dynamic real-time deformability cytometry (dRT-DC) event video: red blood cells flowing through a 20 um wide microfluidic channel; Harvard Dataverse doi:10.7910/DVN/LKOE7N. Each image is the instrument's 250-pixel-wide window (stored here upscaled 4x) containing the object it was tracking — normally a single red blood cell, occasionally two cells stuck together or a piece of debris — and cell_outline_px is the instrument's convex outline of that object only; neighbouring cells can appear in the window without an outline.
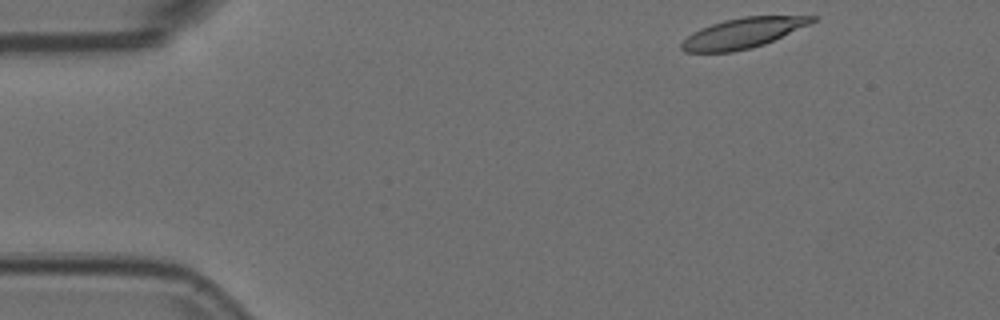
{"species": "Egyptian fruit bat (a non-hibernating species)", "species_latin": "Rousettus aegyptiacus", "temperature_condition": "room temperature", "stored_images_in_passage": 49, "camera_frame_rate_fps": 3000, "um_per_image_px": 0.085, "animal": {"sex": "female"}, "frame": {"image": 1, "passage_image": 1, "time_ms": 0.0, "image_size_px": [1000, 320], "cell_outline_px": [[820, 16], [816, 20], [808, 24], [764, 44], [752, 48], [732, 52], [684, 52], [680, 48], [680, 44], [692, 32], [700, 28], [724, 20], [744, 16]], "centroid_in_image_um": [63.1, 2.81], "position_along_channel_um": 21.9, "area_um2": 22.72}}
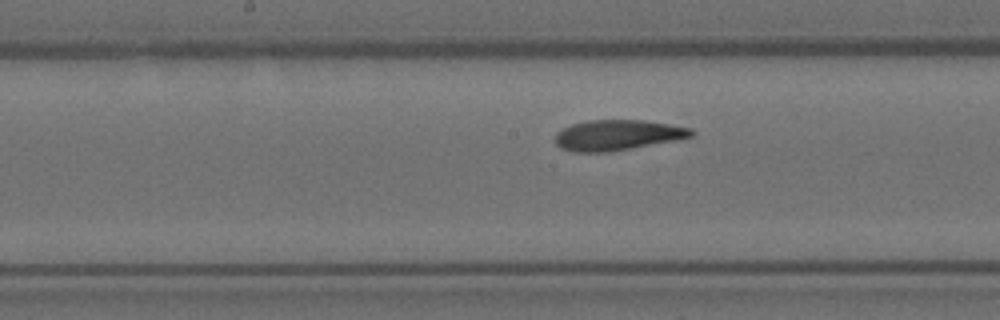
{"frame": {"image": 2, "passage_image": 22, "time_ms": 7.0, "image_size_px": [1000, 320], "cell_outline_px": [[696, 136], [676, 140], [632, 148], [608, 152], [572, 152], [560, 148], [556, 144], [556, 132], [572, 124], [588, 120], [644, 120], [692, 128], [696, 132]], "centroid_in_image_um": [52.51, 11.48], "position_along_channel_um": 195.7, "area_um2": 24.28}}
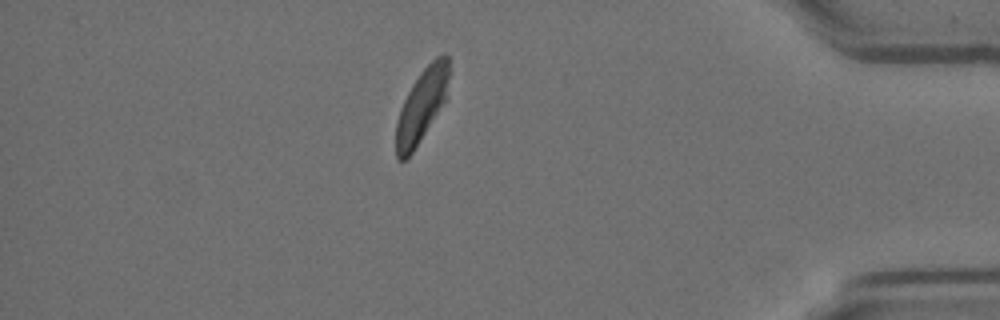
{"frame": {"image": 3, "passage_image": 42, "time_ms": 13.667, "image_size_px": [1000, 320], "cell_outline_px": [[448, 96], [412, 152], [404, 160], [396, 160], [396, 120], [400, 108], [412, 84], [424, 68], [436, 56], [444, 52], [448, 56]], "centroid_in_image_um": [35.84, 8.95], "position_along_channel_um": 399.4, "area_um2": 22.25}, "authors_computed_cell_mechanics": {"area_um2": 24.1026, "velocity_mm_per_s": 3.6573, "shape_relaxation_time_tau1_ms": 4.6931, "shape_relaxation_time_tau2_ms": 3.2492, "deformation_change_tau1": 0.1871, "deformation_change_tau2": 0.0608}}